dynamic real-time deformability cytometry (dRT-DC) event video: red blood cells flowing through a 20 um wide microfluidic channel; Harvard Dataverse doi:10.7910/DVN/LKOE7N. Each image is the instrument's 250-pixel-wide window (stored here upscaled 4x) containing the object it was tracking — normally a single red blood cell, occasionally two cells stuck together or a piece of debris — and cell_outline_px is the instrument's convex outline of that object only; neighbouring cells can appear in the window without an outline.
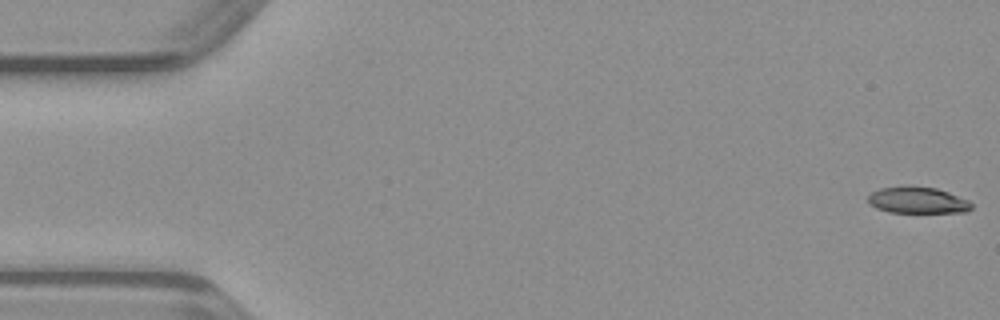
{"species": "common noctule bat (a hibernating species)", "species_latin": "Nyctalus noctula", "temperature_condition": "warm", "stored_images_in_passage": 49, "camera_frame_rate_fps": 3000, "um_per_image_px": 0.085, "animal": {"sex": "male", "body_mass_g": 23.1, "forearm_length_mm": 52.7}, "frame": {"image": 1, "passage_image": 1, "time_ms": 0.0, "image_size_px": [1000, 320], "cell_outline_px": [[972, 208], [968, 212], [888, 212], [876, 208], [868, 204], [868, 196], [872, 192], [880, 188], [904, 184], [936, 188], [948, 192], [968, 200], [972, 204]], "centroid_in_image_um": [77.96, 17.0], "position_along_channel_um": 7.0, "area_um2": 16.24}}
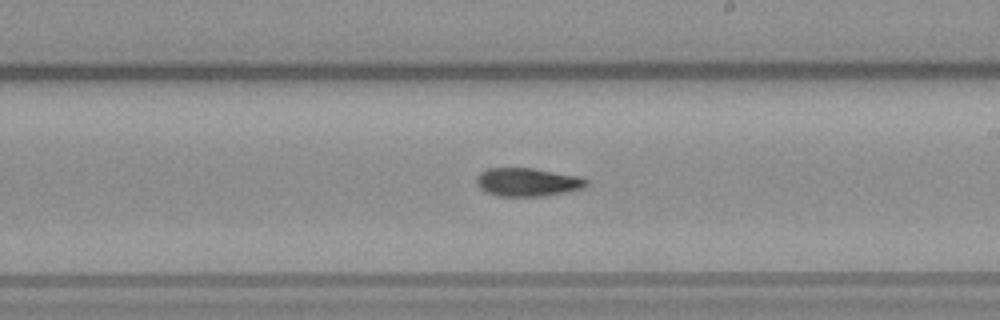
{"frame": {"image": 2, "passage_image": 28, "time_ms": 9.0, "image_size_px": [1000, 320], "cell_outline_px": [[588, 184], [584, 188], [568, 192], [544, 196], [496, 196], [484, 192], [476, 184], [476, 176], [480, 172], [488, 168], [532, 168], [580, 176], [588, 180]], "centroid_in_image_um": [44.83, 15.48], "position_along_channel_um": 244.2, "area_um2": 18.44}}
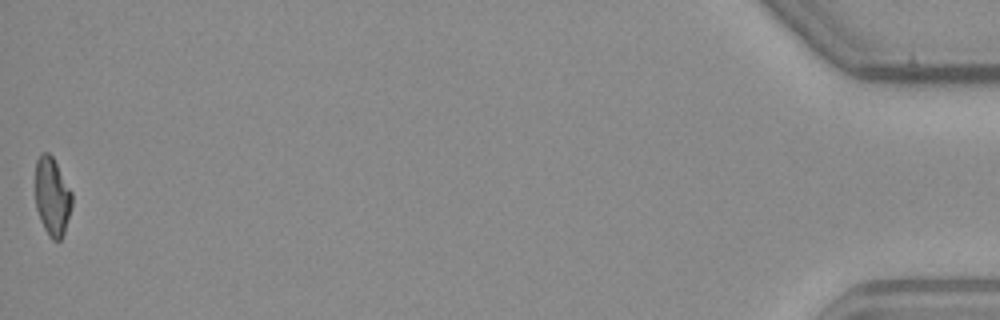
{"frame": {"image": 3, "passage_image": 49, "time_ms": 16.0, "image_size_px": [1000, 320], "cell_outline_px": [[72, 204], [64, 232], [60, 240], [52, 240], [48, 236], [40, 220], [36, 208], [36, 160], [40, 152], [48, 152], [52, 156], [72, 192]], "centroid_in_image_um": [4.43, 16.7], "position_along_channel_um": 430.8, "area_um2": 16.65}}